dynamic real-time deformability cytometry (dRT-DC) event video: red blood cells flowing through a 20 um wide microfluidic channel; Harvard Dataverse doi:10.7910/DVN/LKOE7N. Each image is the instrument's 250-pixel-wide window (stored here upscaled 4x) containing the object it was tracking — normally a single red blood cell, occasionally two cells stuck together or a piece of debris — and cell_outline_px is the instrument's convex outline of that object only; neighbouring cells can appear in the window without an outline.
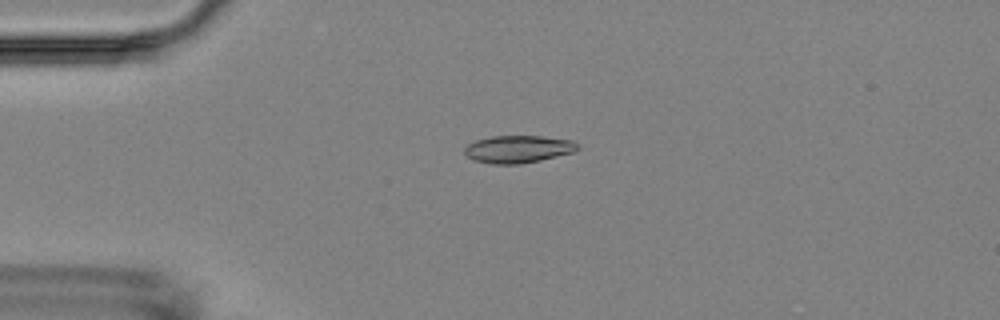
{"species": "Egyptian fruit bat (a non-hibernating species)", "species_latin": "Rousettus aegyptiacus", "temperature_condition": "room temperature", "stored_images_in_passage": 5, "camera_frame_rate_fps": 3000, "um_per_image_px": 0.085, "animal": {"sex": "female"}, "frame": {"image": 1, "passage_image": 4, "time_ms": 4.333, "image_size_px": [1000, 320], "cell_outline_px": [[580, 148], [572, 152], [540, 160], [520, 164], [492, 164], [472, 160], [464, 152], [464, 148], [468, 144], [476, 140], [492, 136], [540, 136], [572, 140]], "centroid_in_image_um": [44.0, 12.68], "position_along_channel_um": 41.0, "area_um2": 17.98}}